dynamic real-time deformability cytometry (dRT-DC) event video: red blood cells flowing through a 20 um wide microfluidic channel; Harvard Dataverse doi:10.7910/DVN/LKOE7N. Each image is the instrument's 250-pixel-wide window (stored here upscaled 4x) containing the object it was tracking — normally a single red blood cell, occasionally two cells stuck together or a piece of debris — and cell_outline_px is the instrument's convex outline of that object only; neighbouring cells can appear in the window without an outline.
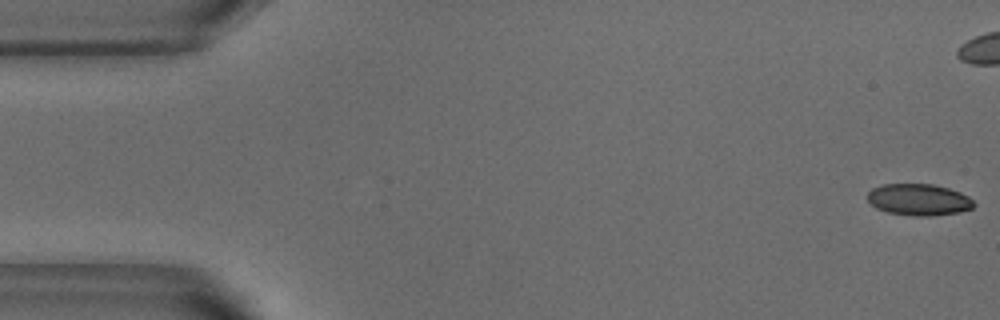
{"species": "common noctule bat (a hibernating species)", "species_latin": "Nyctalus noctula", "temperature_condition": "warm", "stored_images_in_passage": 42, "camera_frame_rate_fps": 3000, "um_per_image_px": 0.085, "animal": {"sex": "male", "body_mass_g": 18.8}, "frame": {"image": 1, "passage_image": 1, "time_ms": 0.0, "image_size_px": [1000, 320], "cell_outline_px": [[976, 204], [972, 208], [960, 212], [932, 216], [912, 216], [888, 212], [876, 208], [868, 200], [868, 192], [872, 188], [884, 184], [932, 184], [948, 188], [960, 192], [968, 196]], "centroid_in_image_um": [78.11, 16.97], "position_along_channel_um": 6.9, "area_um2": 19.59}}
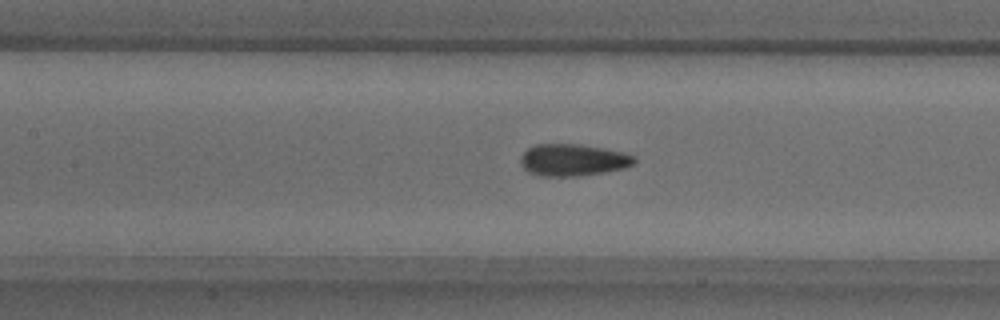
{"frame": {"image": 2, "passage_image": 23, "time_ms": 7.333, "image_size_px": [1000, 320], "cell_outline_px": [[636, 164], [624, 168], [604, 172], [576, 176], [540, 176], [528, 172], [520, 164], [520, 156], [528, 148], [536, 144], [580, 144], [604, 148], [636, 156]], "centroid_in_image_um": [48.69, 13.6], "position_along_channel_um": 158.7, "area_um2": 21.27}}
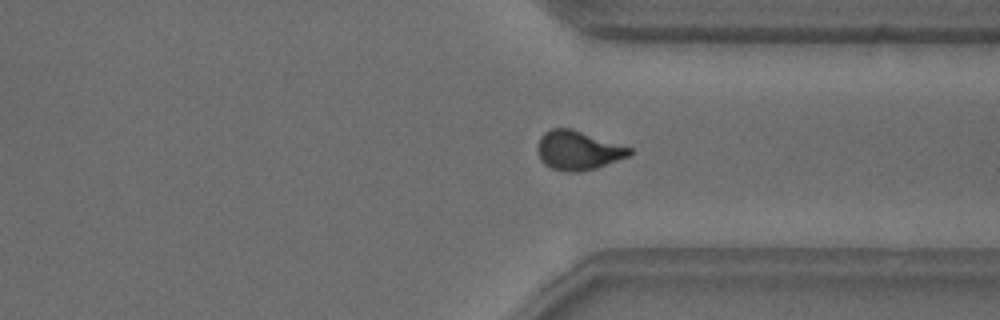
{"frame": {"image": 3, "passage_image": 39, "time_ms": 12.667, "image_size_px": [1000, 320], "cell_outline_px": [[632, 156], [596, 168], [580, 172], [564, 172], [552, 168], [544, 164], [540, 160], [536, 148], [540, 136], [544, 132], [552, 128], [572, 128], [632, 148]], "centroid_in_image_um": [49.14, 12.79], "position_along_channel_um": 362.3, "area_um2": 21.33}}